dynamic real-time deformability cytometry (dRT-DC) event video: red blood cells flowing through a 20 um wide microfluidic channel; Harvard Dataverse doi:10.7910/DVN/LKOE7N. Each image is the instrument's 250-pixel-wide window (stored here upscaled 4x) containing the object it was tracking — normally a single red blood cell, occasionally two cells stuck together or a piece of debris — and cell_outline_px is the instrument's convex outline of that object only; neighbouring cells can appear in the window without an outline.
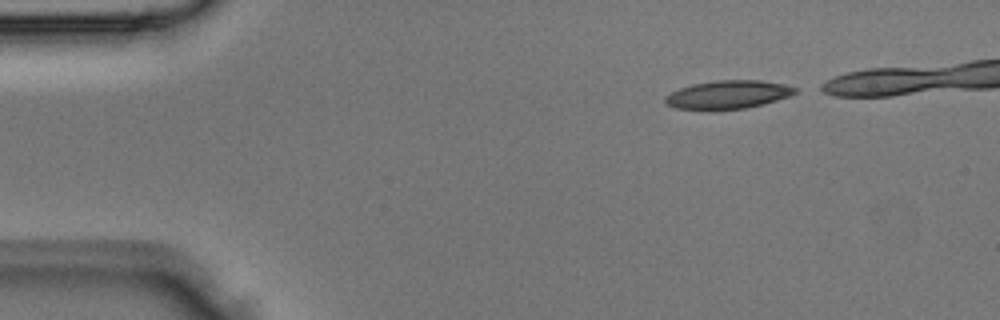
{"species": "Egyptian fruit bat (a non-hibernating species)", "species_latin": "Rousettus aegyptiacus", "temperature_condition": "room temperature", "stored_images_in_passage": 5, "camera_frame_rate_fps": 3000, "um_per_image_px": 0.085, "animal": {"sex": "male"}, "frame": {"image": 1, "passage_image": 1, "time_ms": 0.0, "image_size_px": [1000, 320], "cell_outline_px": [[796, 92], [792, 96], [764, 104], [744, 108], [676, 108], [668, 104], [664, 100], [664, 96], [680, 88], [692, 84], [716, 80], [760, 80], [784, 84], [796, 88]], "centroid_in_image_um": [61.93, 8.01], "position_along_channel_um": 23.1, "area_um2": 20.98}}